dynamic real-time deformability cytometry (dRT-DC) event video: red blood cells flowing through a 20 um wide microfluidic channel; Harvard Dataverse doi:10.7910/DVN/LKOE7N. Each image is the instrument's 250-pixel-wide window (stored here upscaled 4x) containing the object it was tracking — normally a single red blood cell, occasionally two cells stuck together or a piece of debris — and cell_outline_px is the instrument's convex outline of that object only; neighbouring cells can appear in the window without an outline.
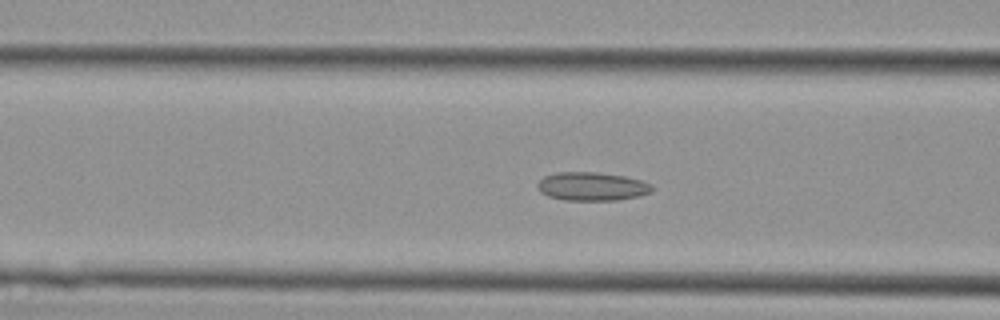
{"species": "Egyptian fruit bat (a non-hibernating species)", "species_latin": "Rousettus aegyptiacus", "temperature_condition": "cold", "stored_images_in_passage": 35, "camera_frame_rate_fps": 3000, "um_per_image_px": 0.085, "animal": {"sex": "female"}, "frame": {"image": 1, "passage_image": 17, "time_ms": 5.333, "image_size_px": [1000, 320], "cell_outline_px": [[652, 192], [640, 196], [616, 200], [564, 200], [548, 196], [540, 192], [536, 188], [536, 184], [544, 176], [556, 172], [596, 172], [624, 176], [640, 180], [652, 184]], "centroid_in_image_um": [50.29, 15.84], "position_along_channel_um": 116.3, "area_um2": 19.13}}
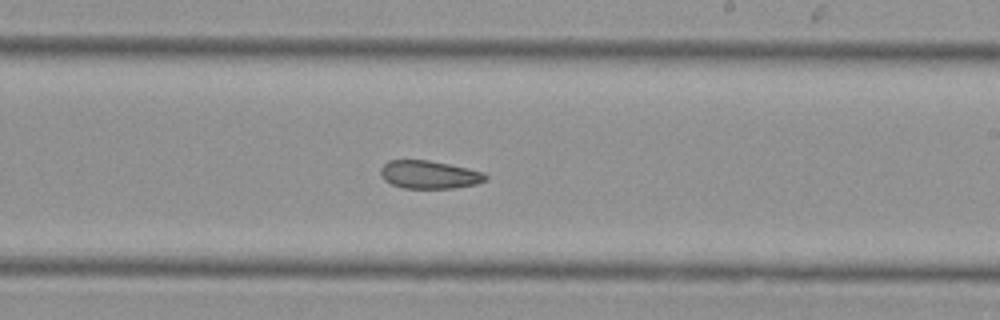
{"frame": {"image": 2, "passage_image": 26, "time_ms": 8.333, "image_size_px": [1000, 320], "cell_outline_px": [[488, 180], [476, 184], [452, 188], [404, 188], [392, 184], [384, 180], [380, 172], [380, 168], [388, 160], [428, 160], [468, 168], [484, 172], [488, 176]], "centroid_in_image_um": [36.5, 14.84], "position_along_channel_um": 252.5, "area_um2": 17.17}}
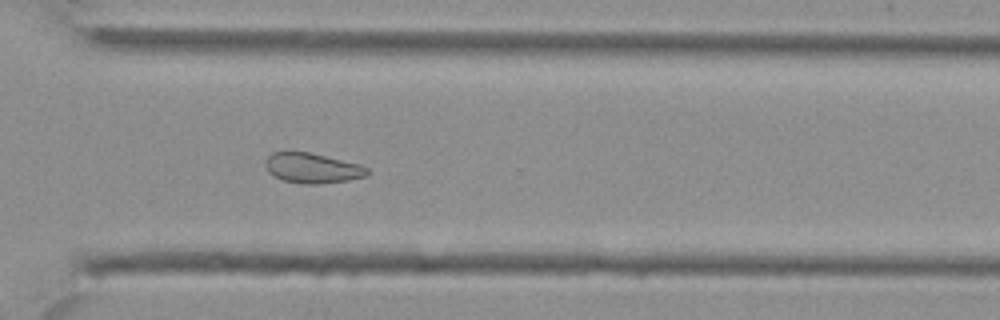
{"frame": {"image": 3, "passage_image": 32, "time_ms": 10.333, "image_size_px": [1000, 320], "cell_outline_px": [[372, 172], [368, 176], [348, 180], [320, 184], [304, 184], [284, 180], [268, 172], [264, 164], [268, 156], [272, 152], [308, 152], [360, 164], [368, 168]], "centroid_in_image_um": [26.59, 14.29], "position_along_channel_um": 344.0, "area_um2": 17.86}}